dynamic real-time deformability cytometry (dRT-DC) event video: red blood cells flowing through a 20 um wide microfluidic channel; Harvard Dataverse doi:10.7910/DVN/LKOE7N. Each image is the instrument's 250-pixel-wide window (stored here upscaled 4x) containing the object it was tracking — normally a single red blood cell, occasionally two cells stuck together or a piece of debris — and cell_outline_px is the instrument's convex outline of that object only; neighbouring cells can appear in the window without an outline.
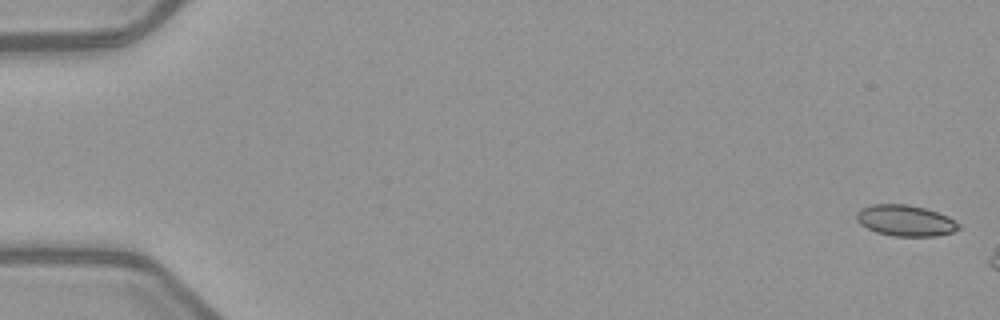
{"species": "common noctule bat (a hibernating species)", "species_latin": "Nyctalus noctula", "temperature_condition": "warm", "stored_images_in_passage": 3, "camera_frame_rate_fps": 3000, "um_per_image_px": 0.085, "animal": {"sex": "female", "body_mass_g": 21.9}, "frame": {"image": 1, "passage_image": 1, "time_ms": 0.0, "image_size_px": [1000, 320], "cell_outline_px": [[960, 228], [952, 232], [936, 236], [892, 236], [876, 232], [860, 224], [856, 220], [856, 212], [860, 208], [872, 204], [908, 204], [924, 208], [948, 216], [960, 224]], "centroid_in_image_um": [76.94, 18.74], "position_along_channel_um": 8.1, "area_um2": 18.55}}